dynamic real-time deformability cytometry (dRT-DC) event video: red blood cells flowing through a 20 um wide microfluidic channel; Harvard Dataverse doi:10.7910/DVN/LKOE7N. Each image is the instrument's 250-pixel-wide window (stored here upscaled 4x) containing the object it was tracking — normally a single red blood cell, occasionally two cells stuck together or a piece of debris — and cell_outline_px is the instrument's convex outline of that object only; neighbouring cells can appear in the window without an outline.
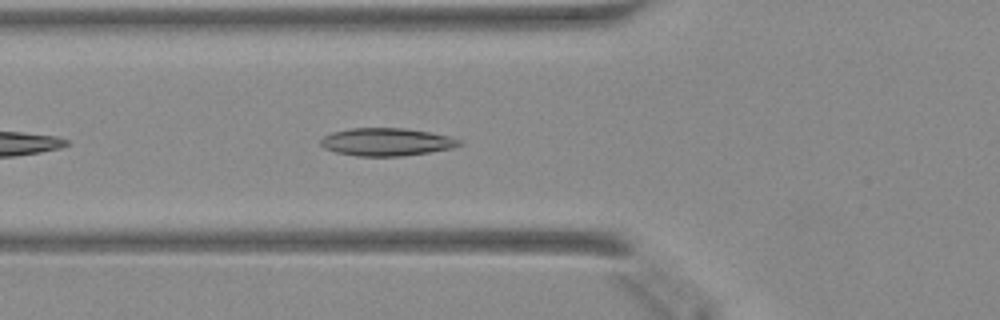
{"species": "Egyptian fruit bat (a non-hibernating species)", "species_latin": "Rousettus aegyptiacus", "temperature_condition": "warm", "stored_images_in_passage": 11, "camera_frame_rate_fps": 3000, "um_per_image_px": 0.085, "animal": {"sex": "female"}, "frame": {"image": 1, "passage_image": 5, "time_ms": 1.333, "image_size_px": [1000, 320], "cell_outline_px": [[464, 144], [452, 148], [428, 152], [400, 156], [356, 156], [336, 152], [324, 148], [320, 144], [320, 140], [324, 136], [332, 132], [352, 128], [404, 128], [428, 132], [448, 136], [460, 140]], "centroid_in_image_um": [32.83, 12.06], "position_along_channel_um": 93.0, "area_um2": 22.31}}
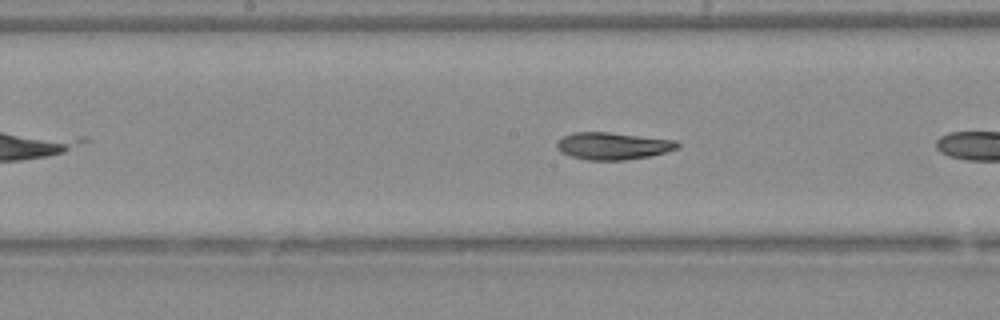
{"frame": {"image": 2, "passage_image": 10, "time_ms": 3.0, "image_size_px": [1000, 320], "cell_outline_px": [[680, 148], [648, 156], [624, 160], [588, 160], [572, 156], [560, 152], [556, 148], [556, 144], [564, 136], [572, 132], [608, 132], [676, 140], [680, 144]], "centroid_in_image_um": [52.1, 12.4], "position_along_channel_um": 196.1, "area_um2": 19.02}}